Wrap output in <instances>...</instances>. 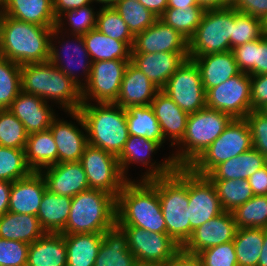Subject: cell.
Returning <instances> with one entry per match:
<instances>
[{
	"instance_id": "1",
	"label": "cell",
	"mask_w": 267,
	"mask_h": 266,
	"mask_svg": "<svg viewBox=\"0 0 267 266\" xmlns=\"http://www.w3.org/2000/svg\"><path fill=\"white\" fill-rule=\"evenodd\" d=\"M137 181L128 180L116 198V225L166 234L157 178Z\"/></svg>"
},
{
	"instance_id": "2",
	"label": "cell",
	"mask_w": 267,
	"mask_h": 266,
	"mask_svg": "<svg viewBox=\"0 0 267 266\" xmlns=\"http://www.w3.org/2000/svg\"><path fill=\"white\" fill-rule=\"evenodd\" d=\"M53 28L2 15L0 56L21 66L49 61Z\"/></svg>"
},
{
	"instance_id": "3",
	"label": "cell",
	"mask_w": 267,
	"mask_h": 266,
	"mask_svg": "<svg viewBox=\"0 0 267 266\" xmlns=\"http://www.w3.org/2000/svg\"><path fill=\"white\" fill-rule=\"evenodd\" d=\"M22 91L56 101L65 112L79 111L81 88L50 61L21 66Z\"/></svg>"
},
{
	"instance_id": "4",
	"label": "cell",
	"mask_w": 267,
	"mask_h": 266,
	"mask_svg": "<svg viewBox=\"0 0 267 266\" xmlns=\"http://www.w3.org/2000/svg\"><path fill=\"white\" fill-rule=\"evenodd\" d=\"M88 144L118 156L129 137L126 109L115 103H82Z\"/></svg>"
},
{
	"instance_id": "5",
	"label": "cell",
	"mask_w": 267,
	"mask_h": 266,
	"mask_svg": "<svg viewBox=\"0 0 267 266\" xmlns=\"http://www.w3.org/2000/svg\"><path fill=\"white\" fill-rule=\"evenodd\" d=\"M116 197L96 189L72 197L66 226L61 234L104 233L116 226Z\"/></svg>"
},
{
	"instance_id": "6",
	"label": "cell",
	"mask_w": 267,
	"mask_h": 266,
	"mask_svg": "<svg viewBox=\"0 0 267 266\" xmlns=\"http://www.w3.org/2000/svg\"><path fill=\"white\" fill-rule=\"evenodd\" d=\"M157 191L168 234L180 247L191 237V226L187 216L188 167L176 169L157 178Z\"/></svg>"
},
{
	"instance_id": "7",
	"label": "cell",
	"mask_w": 267,
	"mask_h": 266,
	"mask_svg": "<svg viewBox=\"0 0 267 266\" xmlns=\"http://www.w3.org/2000/svg\"><path fill=\"white\" fill-rule=\"evenodd\" d=\"M232 119L229 114L208 107L190 113L184 137L177 144L181 148L171 156L175 166L189 167L222 134Z\"/></svg>"
},
{
	"instance_id": "8",
	"label": "cell",
	"mask_w": 267,
	"mask_h": 266,
	"mask_svg": "<svg viewBox=\"0 0 267 266\" xmlns=\"http://www.w3.org/2000/svg\"><path fill=\"white\" fill-rule=\"evenodd\" d=\"M252 148L245 118H233L222 134L189 166L196 174L207 176L217 165Z\"/></svg>"
},
{
	"instance_id": "9",
	"label": "cell",
	"mask_w": 267,
	"mask_h": 266,
	"mask_svg": "<svg viewBox=\"0 0 267 266\" xmlns=\"http://www.w3.org/2000/svg\"><path fill=\"white\" fill-rule=\"evenodd\" d=\"M234 8L206 10L195 34L189 39V56L230 50Z\"/></svg>"
},
{
	"instance_id": "10",
	"label": "cell",
	"mask_w": 267,
	"mask_h": 266,
	"mask_svg": "<svg viewBox=\"0 0 267 266\" xmlns=\"http://www.w3.org/2000/svg\"><path fill=\"white\" fill-rule=\"evenodd\" d=\"M80 162L91 189L101 190L118 197L128 180L121 172L117 156L88 144Z\"/></svg>"
},
{
	"instance_id": "11",
	"label": "cell",
	"mask_w": 267,
	"mask_h": 266,
	"mask_svg": "<svg viewBox=\"0 0 267 266\" xmlns=\"http://www.w3.org/2000/svg\"><path fill=\"white\" fill-rule=\"evenodd\" d=\"M140 266H163L181 247L168 235L140 227L118 226Z\"/></svg>"
},
{
	"instance_id": "12",
	"label": "cell",
	"mask_w": 267,
	"mask_h": 266,
	"mask_svg": "<svg viewBox=\"0 0 267 266\" xmlns=\"http://www.w3.org/2000/svg\"><path fill=\"white\" fill-rule=\"evenodd\" d=\"M161 91L189 114L206 107V92L200 71L190 58L173 73Z\"/></svg>"
},
{
	"instance_id": "13",
	"label": "cell",
	"mask_w": 267,
	"mask_h": 266,
	"mask_svg": "<svg viewBox=\"0 0 267 266\" xmlns=\"http://www.w3.org/2000/svg\"><path fill=\"white\" fill-rule=\"evenodd\" d=\"M206 107L245 118L251 112V78L240 72L206 92Z\"/></svg>"
},
{
	"instance_id": "14",
	"label": "cell",
	"mask_w": 267,
	"mask_h": 266,
	"mask_svg": "<svg viewBox=\"0 0 267 266\" xmlns=\"http://www.w3.org/2000/svg\"><path fill=\"white\" fill-rule=\"evenodd\" d=\"M131 61L103 60L92 62L87 83L81 88L82 103L95 99L96 103H115L123 75Z\"/></svg>"
},
{
	"instance_id": "15",
	"label": "cell",
	"mask_w": 267,
	"mask_h": 266,
	"mask_svg": "<svg viewBox=\"0 0 267 266\" xmlns=\"http://www.w3.org/2000/svg\"><path fill=\"white\" fill-rule=\"evenodd\" d=\"M188 200L185 211L190 221L191 235L196 228L224 212L211 180L207 176L194 173L189 167Z\"/></svg>"
},
{
	"instance_id": "16",
	"label": "cell",
	"mask_w": 267,
	"mask_h": 266,
	"mask_svg": "<svg viewBox=\"0 0 267 266\" xmlns=\"http://www.w3.org/2000/svg\"><path fill=\"white\" fill-rule=\"evenodd\" d=\"M161 146L154 141L148 140L145 137L129 135L121 153L117 156L121 172L123 176L129 180L127 172L128 166L132 163H141L144 166H149L148 170L143 174L141 180H152L158 177L166 176L172 173L176 166L169 156L162 163L151 162V156L155 151L159 150Z\"/></svg>"
},
{
	"instance_id": "17",
	"label": "cell",
	"mask_w": 267,
	"mask_h": 266,
	"mask_svg": "<svg viewBox=\"0 0 267 266\" xmlns=\"http://www.w3.org/2000/svg\"><path fill=\"white\" fill-rule=\"evenodd\" d=\"M189 53V40L159 18L134 36L131 53Z\"/></svg>"
},
{
	"instance_id": "18",
	"label": "cell",
	"mask_w": 267,
	"mask_h": 266,
	"mask_svg": "<svg viewBox=\"0 0 267 266\" xmlns=\"http://www.w3.org/2000/svg\"><path fill=\"white\" fill-rule=\"evenodd\" d=\"M68 113L76 120V123L78 122L85 134L83 130H80L72 122L60 120L56 117L53 119L49 129L57 145L58 163L80 161L88 145L87 130L81 113L79 111H70Z\"/></svg>"
},
{
	"instance_id": "19",
	"label": "cell",
	"mask_w": 267,
	"mask_h": 266,
	"mask_svg": "<svg viewBox=\"0 0 267 266\" xmlns=\"http://www.w3.org/2000/svg\"><path fill=\"white\" fill-rule=\"evenodd\" d=\"M59 32H60V30L57 27H54L52 30L51 40H50L49 61L53 65H55L57 68H59L64 74H66L80 88H82L87 83V81L90 77L91 66H92V60H91V58H89L90 57L89 53L85 47L83 35H72V40L74 37L76 40L75 42H77L75 44L71 43L73 45L69 44L68 41L66 43L64 41L63 42L64 44H62L63 50L61 53V48L58 49V48H56L58 46H56L55 43L53 44V41L58 38V34H60ZM53 38H55V39H53ZM69 52H70V54H69ZM67 56H68V58H67ZM65 58H66V60H65ZM78 66L79 67L81 66L82 71L86 77L84 84L81 82L80 79H78L79 78L78 75H76V72H75L76 69L75 68Z\"/></svg>"
},
{
	"instance_id": "20",
	"label": "cell",
	"mask_w": 267,
	"mask_h": 266,
	"mask_svg": "<svg viewBox=\"0 0 267 266\" xmlns=\"http://www.w3.org/2000/svg\"><path fill=\"white\" fill-rule=\"evenodd\" d=\"M236 231L232 213L224 211L196 228L181 248L185 252L198 254L202 250L233 241Z\"/></svg>"
},
{
	"instance_id": "21",
	"label": "cell",
	"mask_w": 267,
	"mask_h": 266,
	"mask_svg": "<svg viewBox=\"0 0 267 266\" xmlns=\"http://www.w3.org/2000/svg\"><path fill=\"white\" fill-rule=\"evenodd\" d=\"M50 193L74 197L90 189L86 173L80 161L58 163L39 171Z\"/></svg>"
},
{
	"instance_id": "22",
	"label": "cell",
	"mask_w": 267,
	"mask_h": 266,
	"mask_svg": "<svg viewBox=\"0 0 267 266\" xmlns=\"http://www.w3.org/2000/svg\"><path fill=\"white\" fill-rule=\"evenodd\" d=\"M41 97L21 91L9 107L29 134L48 130L56 114Z\"/></svg>"
},
{
	"instance_id": "23",
	"label": "cell",
	"mask_w": 267,
	"mask_h": 266,
	"mask_svg": "<svg viewBox=\"0 0 267 266\" xmlns=\"http://www.w3.org/2000/svg\"><path fill=\"white\" fill-rule=\"evenodd\" d=\"M188 58L189 53H131V63L160 90Z\"/></svg>"
},
{
	"instance_id": "24",
	"label": "cell",
	"mask_w": 267,
	"mask_h": 266,
	"mask_svg": "<svg viewBox=\"0 0 267 266\" xmlns=\"http://www.w3.org/2000/svg\"><path fill=\"white\" fill-rule=\"evenodd\" d=\"M46 183L40 172L12 182L8 212L37 216Z\"/></svg>"
},
{
	"instance_id": "25",
	"label": "cell",
	"mask_w": 267,
	"mask_h": 266,
	"mask_svg": "<svg viewBox=\"0 0 267 266\" xmlns=\"http://www.w3.org/2000/svg\"><path fill=\"white\" fill-rule=\"evenodd\" d=\"M159 91L160 89L142 71L129 62L115 104L124 109L131 106H147Z\"/></svg>"
},
{
	"instance_id": "26",
	"label": "cell",
	"mask_w": 267,
	"mask_h": 266,
	"mask_svg": "<svg viewBox=\"0 0 267 266\" xmlns=\"http://www.w3.org/2000/svg\"><path fill=\"white\" fill-rule=\"evenodd\" d=\"M150 106L160 124L164 140L169 138L172 140L171 146H176L186 132L189 113L183 111L161 90L155 95Z\"/></svg>"
},
{
	"instance_id": "27",
	"label": "cell",
	"mask_w": 267,
	"mask_h": 266,
	"mask_svg": "<svg viewBox=\"0 0 267 266\" xmlns=\"http://www.w3.org/2000/svg\"><path fill=\"white\" fill-rule=\"evenodd\" d=\"M189 58L198 66L205 92L241 72L231 50Z\"/></svg>"
},
{
	"instance_id": "28",
	"label": "cell",
	"mask_w": 267,
	"mask_h": 266,
	"mask_svg": "<svg viewBox=\"0 0 267 266\" xmlns=\"http://www.w3.org/2000/svg\"><path fill=\"white\" fill-rule=\"evenodd\" d=\"M2 14L44 27H56L53 0H4Z\"/></svg>"
},
{
	"instance_id": "29",
	"label": "cell",
	"mask_w": 267,
	"mask_h": 266,
	"mask_svg": "<svg viewBox=\"0 0 267 266\" xmlns=\"http://www.w3.org/2000/svg\"><path fill=\"white\" fill-rule=\"evenodd\" d=\"M67 249L64 234L46 233L29 244L27 266H66Z\"/></svg>"
},
{
	"instance_id": "30",
	"label": "cell",
	"mask_w": 267,
	"mask_h": 266,
	"mask_svg": "<svg viewBox=\"0 0 267 266\" xmlns=\"http://www.w3.org/2000/svg\"><path fill=\"white\" fill-rule=\"evenodd\" d=\"M94 266H140L128 249L126 235L117 225L103 233Z\"/></svg>"
},
{
	"instance_id": "31",
	"label": "cell",
	"mask_w": 267,
	"mask_h": 266,
	"mask_svg": "<svg viewBox=\"0 0 267 266\" xmlns=\"http://www.w3.org/2000/svg\"><path fill=\"white\" fill-rule=\"evenodd\" d=\"M267 164V158L253 147L217 165L207 177L210 180L248 179Z\"/></svg>"
},
{
	"instance_id": "32",
	"label": "cell",
	"mask_w": 267,
	"mask_h": 266,
	"mask_svg": "<svg viewBox=\"0 0 267 266\" xmlns=\"http://www.w3.org/2000/svg\"><path fill=\"white\" fill-rule=\"evenodd\" d=\"M45 234L35 215L6 212L0 217V238L31 244Z\"/></svg>"
},
{
	"instance_id": "33",
	"label": "cell",
	"mask_w": 267,
	"mask_h": 266,
	"mask_svg": "<svg viewBox=\"0 0 267 266\" xmlns=\"http://www.w3.org/2000/svg\"><path fill=\"white\" fill-rule=\"evenodd\" d=\"M25 160L28 167L35 172L58 164L57 145L50 129L28 135Z\"/></svg>"
},
{
	"instance_id": "34",
	"label": "cell",
	"mask_w": 267,
	"mask_h": 266,
	"mask_svg": "<svg viewBox=\"0 0 267 266\" xmlns=\"http://www.w3.org/2000/svg\"><path fill=\"white\" fill-rule=\"evenodd\" d=\"M71 203L72 197L45 191L37 218L46 233H61L64 230L69 218Z\"/></svg>"
},
{
	"instance_id": "35",
	"label": "cell",
	"mask_w": 267,
	"mask_h": 266,
	"mask_svg": "<svg viewBox=\"0 0 267 266\" xmlns=\"http://www.w3.org/2000/svg\"><path fill=\"white\" fill-rule=\"evenodd\" d=\"M85 47L92 62L103 60L131 61V48L123 41L111 37L94 28L83 35Z\"/></svg>"
},
{
	"instance_id": "36",
	"label": "cell",
	"mask_w": 267,
	"mask_h": 266,
	"mask_svg": "<svg viewBox=\"0 0 267 266\" xmlns=\"http://www.w3.org/2000/svg\"><path fill=\"white\" fill-rule=\"evenodd\" d=\"M67 249L66 266H94L103 241V233L64 235Z\"/></svg>"
},
{
	"instance_id": "37",
	"label": "cell",
	"mask_w": 267,
	"mask_h": 266,
	"mask_svg": "<svg viewBox=\"0 0 267 266\" xmlns=\"http://www.w3.org/2000/svg\"><path fill=\"white\" fill-rule=\"evenodd\" d=\"M231 51L242 73L250 76L267 74V37L234 47Z\"/></svg>"
},
{
	"instance_id": "38",
	"label": "cell",
	"mask_w": 267,
	"mask_h": 266,
	"mask_svg": "<svg viewBox=\"0 0 267 266\" xmlns=\"http://www.w3.org/2000/svg\"><path fill=\"white\" fill-rule=\"evenodd\" d=\"M126 120L129 135L145 137L160 146L165 142L160 124L150 105L129 107L126 109Z\"/></svg>"
},
{
	"instance_id": "39",
	"label": "cell",
	"mask_w": 267,
	"mask_h": 266,
	"mask_svg": "<svg viewBox=\"0 0 267 266\" xmlns=\"http://www.w3.org/2000/svg\"><path fill=\"white\" fill-rule=\"evenodd\" d=\"M233 242L238 266H258L263 228H237Z\"/></svg>"
},
{
	"instance_id": "40",
	"label": "cell",
	"mask_w": 267,
	"mask_h": 266,
	"mask_svg": "<svg viewBox=\"0 0 267 266\" xmlns=\"http://www.w3.org/2000/svg\"><path fill=\"white\" fill-rule=\"evenodd\" d=\"M224 211L232 212L254 196L248 179L211 180Z\"/></svg>"
},
{
	"instance_id": "41",
	"label": "cell",
	"mask_w": 267,
	"mask_h": 266,
	"mask_svg": "<svg viewBox=\"0 0 267 266\" xmlns=\"http://www.w3.org/2000/svg\"><path fill=\"white\" fill-rule=\"evenodd\" d=\"M205 11L201 6H189L188 9L167 8L159 19L189 40L195 34Z\"/></svg>"
},
{
	"instance_id": "42",
	"label": "cell",
	"mask_w": 267,
	"mask_h": 266,
	"mask_svg": "<svg viewBox=\"0 0 267 266\" xmlns=\"http://www.w3.org/2000/svg\"><path fill=\"white\" fill-rule=\"evenodd\" d=\"M231 213L237 228H267V195H254Z\"/></svg>"
},
{
	"instance_id": "43",
	"label": "cell",
	"mask_w": 267,
	"mask_h": 266,
	"mask_svg": "<svg viewBox=\"0 0 267 266\" xmlns=\"http://www.w3.org/2000/svg\"><path fill=\"white\" fill-rule=\"evenodd\" d=\"M21 91V65L0 56V110L9 109Z\"/></svg>"
},
{
	"instance_id": "44",
	"label": "cell",
	"mask_w": 267,
	"mask_h": 266,
	"mask_svg": "<svg viewBox=\"0 0 267 266\" xmlns=\"http://www.w3.org/2000/svg\"><path fill=\"white\" fill-rule=\"evenodd\" d=\"M135 36L150 27L158 18L140 2L117 0L112 6Z\"/></svg>"
},
{
	"instance_id": "45",
	"label": "cell",
	"mask_w": 267,
	"mask_h": 266,
	"mask_svg": "<svg viewBox=\"0 0 267 266\" xmlns=\"http://www.w3.org/2000/svg\"><path fill=\"white\" fill-rule=\"evenodd\" d=\"M96 12V28L112 39L125 42L132 49L134 35L119 13L112 6H102L100 10Z\"/></svg>"
},
{
	"instance_id": "46",
	"label": "cell",
	"mask_w": 267,
	"mask_h": 266,
	"mask_svg": "<svg viewBox=\"0 0 267 266\" xmlns=\"http://www.w3.org/2000/svg\"><path fill=\"white\" fill-rule=\"evenodd\" d=\"M31 172L25 160V149L0 146V180L14 182Z\"/></svg>"
},
{
	"instance_id": "47",
	"label": "cell",
	"mask_w": 267,
	"mask_h": 266,
	"mask_svg": "<svg viewBox=\"0 0 267 266\" xmlns=\"http://www.w3.org/2000/svg\"><path fill=\"white\" fill-rule=\"evenodd\" d=\"M262 20L235 9V20L232 22L230 50L263 37Z\"/></svg>"
},
{
	"instance_id": "48",
	"label": "cell",
	"mask_w": 267,
	"mask_h": 266,
	"mask_svg": "<svg viewBox=\"0 0 267 266\" xmlns=\"http://www.w3.org/2000/svg\"><path fill=\"white\" fill-rule=\"evenodd\" d=\"M27 138L23 123L8 109L0 110V146L25 149Z\"/></svg>"
},
{
	"instance_id": "49",
	"label": "cell",
	"mask_w": 267,
	"mask_h": 266,
	"mask_svg": "<svg viewBox=\"0 0 267 266\" xmlns=\"http://www.w3.org/2000/svg\"><path fill=\"white\" fill-rule=\"evenodd\" d=\"M61 16L62 17H59L57 19L56 23V27L61 30V34H63L62 30L64 25V18L68 19V25L70 28H72L70 29L72 30V35H84L88 31L96 28L97 13L94 12V8H92L90 5L76 9H69L62 13Z\"/></svg>"
},
{
	"instance_id": "50",
	"label": "cell",
	"mask_w": 267,
	"mask_h": 266,
	"mask_svg": "<svg viewBox=\"0 0 267 266\" xmlns=\"http://www.w3.org/2000/svg\"><path fill=\"white\" fill-rule=\"evenodd\" d=\"M197 255L202 266H238L233 241L202 250Z\"/></svg>"
},
{
	"instance_id": "51",
	"label": "cell",
	"mask_w": 267,
	"mask_h": 266,
	"mask_svg": "<svg viewBox=\"0 0 267 266\" xmlns=\"http://www.w3.org/2000/svg\"><path fill=\"white\" fill-rule=\"evenodd\" d=\"M29 244L0 238V266H27Z\"/></svg>"
},
{
	"instance_id": "52",
	"label": "cell",
	"mask_w": 267,
	"mask_h": 266,
	"mask_svg": "<svg viewBox=\"0 0 267 266\" xmlns=\"http://www.w3.org/2000/svg\"><path fill=\"white\" fill-rule=\"evenodd\" d=\"M252 139V147L267 158V116L252 110L246 117Z\"/></svg>"
},
{
	"instance_id": "53",
	"label": "cell",
	"mask_w": 267,
	"mask_h": 266,
	"mask_svg": "<svg viewBox=\"0 0 267 266\" xmlns=\"http://www.w3.org/2000/svg\"><path fill=\"white\" fill-rule=\"evenodd\" d=\"M251 78V111L260 110L267 104V74L253 75Z\"/></svg>"
},
{
	"instance_id": "54",
	"label": "cell",
	"mask_w": 267,
	"mask_h": 266,
	"mask_svg": "<svg viewBox=\"0 0 267 266\" xmlns=\"http://www.w3.org/2000/svg\"><path fill=\"white\" fill-rule=\"evenodd\" d=\"M232 8L262 20L267 15V0H237Z\"/></svg>"
},
{
	"instance_id": "55",
	"label": "cell",
	"mask_w": 267,
	"mask_h": 266,
	"mask_svg": "<svg viewBox=\"0 0 267 266\" xmlns=\"http://www.w3.org/2000/svg\"><path fill=\"white\" fill-rule=\"evenodd\" d=\"M163 266H202L197 254L185 252L180 248Z\"/></svg>"
},
{
	"instance_id": "56",
	"label": "cell",
	"mask_w": 267,
	"mask_h": 266,
	"mask_svg": "<svg viewBox=\"0 0 267 266\" xmlns=\"http://www.w3.org/2000/svg\"><path fill=\"white\" fill-rule=\"evenodd\" d=\"M254 195H267V164L248 178Z\"/></svg>"
},
{
	"instance_id": "57",
	"label": "cell",
	"mask_w": 267,
	"mask_h": 266,
	"mask_svg": "<svg viewBox=\"0 0 267 266\" xmlns=\"http://www.w3.org/2000/svg\"><path fill=\"white\" fill-rule=\"evenodd\" d=\"M92 3V0H53L55 17L58 19L62 13L69 9L84 7Z\"/></svg>"
},
{
	"instance_id": "58",
	"label": "cell",
	"mask_w": 267,
	"mask_h": 266,
	"mask_svg": "<svg viewBox=\"0 0 267 266\" xmlns=\"http://www.w3.org/2000/svg\"><path fill=\"white\" fill-rule=\"evenodd\" d=\"M12 182L0 180V217L8 212Z\"/></svg>"
},
{
	"instance_id": "59",
	"label": "cell",
	"mask_w": 267,
	"mask_h": 266,
	"mask_svg": "<svg viewBox=\"0 0 267 266\" xmlns=\"http://www.w3.org/2000/svg\"><path fill=\"white\" fill-rule=\"evenodd\" d=\"M139 2L150 10L157 18H159L168 8V0H140Z\"/></svg>"
},
{
	"instance_id": "60",
	"label": "cell",
	"mask_w": 267,
	"mask_h": 266,
	"mask_svg": "<svg viewBox=\"0 0 267 266\" xmlns=\"http://www.w3.org/2000/svg\"><path fill=\"white\" fill-rule=\"evenodd\" d=\"M197 4L205 10L227 8L220 0H197Z\"/></svg>"
},
{
	"instance_id": "61",
	"label": "cell",
	"mask_w": 267,
	"mask_h": 266,
	"mask_svg": "<svg viewBox=\"0 0 267 266\" xmlns=\"http://www.w3.org/2000/svg\"><path fill=\"white\" fill-rule=\"evenodd\" d=\"M189 6H199L197 0H168V8H186Z\"/></svg>"
},
{
	"instance_id": "62",
	"label": "cell",
	"mask_w": 267,
	"mask_h": 266,
	"mask_svg": "<svg viewBox=\"0 0 267 266\" xmlns=\"http://www.w3.org/2000/svg\"><path fill=\"white\" fill-rule=\"evenodd\" d=\"M258 266H267V228H263V246L259 257Z\"/></svg>"
},
{
	"instance_id": "63",
	"label": "cell",
	"mask_w": 267,
	"mask_h": 266,
	"mask_svg": "<svg viewBox=\"0 0 267 266\" xmlns=\"http://www.w3.org/2000/svg\"><path fill=\"white\" fill-rule=\"evenodd\" d=\"M117 0H92V2H98L99 4H103V7L113 6Z\"/></svg>"
},
{
	"instance_id": "64",
	"label": "cell",
	"mask_w": 267,
	"mask_h": 266,
	"mask_svg": "<svg viewBox=\"0 0 267 266\" xmlns=\"http://www.w3.org/2000/svg\"><path fill=\"white\" fill-rule=\"evenodd\" d=\"M227 8H232L237 0H220Z\"/></svg>"
},
{
	"instance_id": "65",
	"label": "cell",
	"mask_w": 267,
	"mask_h": 266,
	"mask_svg": "<svg viewBox=\"0 0 267 266\" xmlns=\"http://www.w3.org/2000/svg\"><path fill=\"white\" fill-rule=\"evenodd\" d=\"M263 35L267 37V15L262 19Z\"/></svg>"
},
{
	"instance_id": "66",
	"label": "cell",
	"mask_w": 267,
	"mask_h": 266,
	"mask_svg": "<svg viewBox=\"0 0 267 266\" xmlns=\"http://www.w3.org/2000/svg\"><path fill=\"white\" fill-rule=\"evenodd\" d=\"M259 111L263 113L265 116H267V104L263 106Z\"/></svg>"
},
{
	"instance_id": "67",
	"label": "cell",
	"mask_w": 267,
	"mask_h": 266,
	"mask_svg": "<svg viewBox=\"0 0 267 266\" xmlns=\"http://www.w3.org/2000/svg\"><path fill=\"white\" fill-rule=\"evenodd\" d=\"M4 8V0H0V11H3Z\"/></svg>"
},
{
	"instance_id": "68",
	"label": "cell",
	"mask_w": 267,
	"mask_h": 266,
	"mask_svg": "<svg viewBox=\"0 0 267 266\" xmlns=\"http://www.w3.org/2000/svg\"><path fill=\"white\" fill-rule=\"evenodd\" d=\"M2 15H3V14H2V11H0V21H1V17H2Z\"/></svg>"
}]
</instances>
